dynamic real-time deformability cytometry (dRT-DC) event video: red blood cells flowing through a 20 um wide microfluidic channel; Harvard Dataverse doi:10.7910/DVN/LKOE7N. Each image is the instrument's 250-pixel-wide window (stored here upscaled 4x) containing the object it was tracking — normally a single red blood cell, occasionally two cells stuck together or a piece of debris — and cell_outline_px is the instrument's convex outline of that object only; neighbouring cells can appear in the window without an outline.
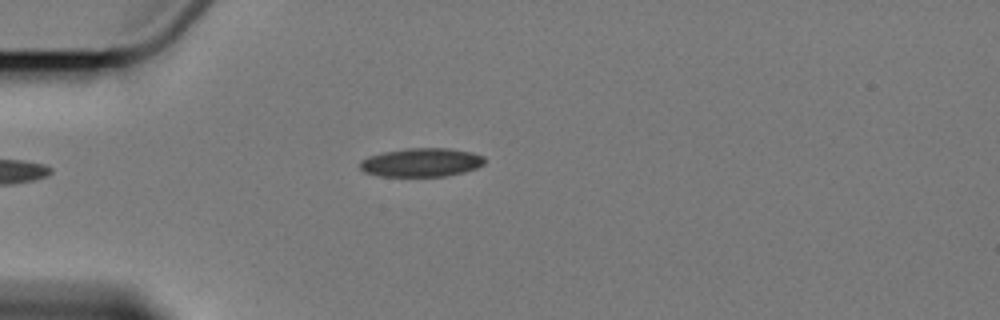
{"species": "Egyptian fruit bat (a non-hibernating species)", "species_latin": "Rousettus aegyptiacus", "temperature_condition": "cold", "stored_images_in_passage": 3, "camera_frame_rate_fps": 3000, "um_per_image_px": 0.085, "animal": {"sex": "female"}, "frame": {"image": 1, "passage_image": 3, "time_ms": 2.333, "image_size_px": [1000, 320], "cell_outline_px": [[484, 164], [476, 168], [464, 172], [448, 176], [380, 176], [364, 172], [360, 168], [360, 160], [368, 156], [384, 152], [404, 148], [448, 148], [472, 152], [484, 156]], "centroid_in_image_um": [35.81, 13.8], "position_along_channel_um": 49.2, "area_um2": 20.92}}